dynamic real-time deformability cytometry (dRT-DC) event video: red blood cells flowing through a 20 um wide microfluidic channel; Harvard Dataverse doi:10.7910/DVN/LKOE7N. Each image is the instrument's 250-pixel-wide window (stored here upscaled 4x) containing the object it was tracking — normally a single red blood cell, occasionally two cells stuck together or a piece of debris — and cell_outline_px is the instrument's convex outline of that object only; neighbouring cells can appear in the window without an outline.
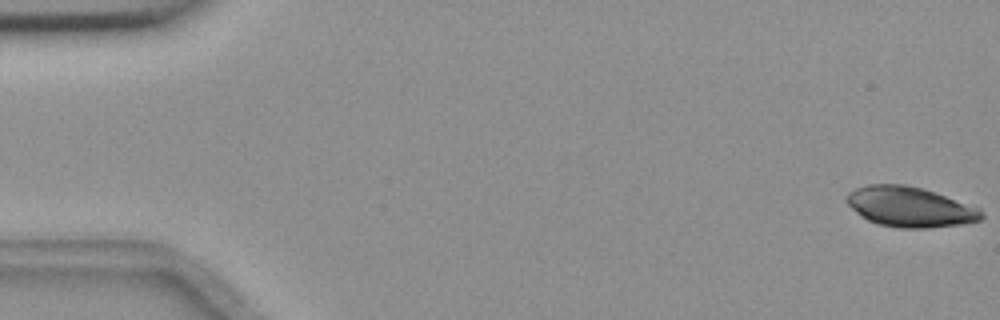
{"species": "common noctule bat (a hibernating species)", "species_latin": "Nyctalus noctula", "temperature_condition": "room temperature", "stored_images_in_passage": 16, "camera_frame_rate_fps": 3000, "um_per_image_px": 0.085, "animal": {"sex": "female", "body_mass_g": 18.4}, "frame": {"image": 1, "passage_image": 1, "time_ms": 0.0, "image_size_px": [1000, 320], "cell_outline_px": [[984, 216], [980, 220], [960, 224], [928, 228], [900, 228], [876, 224], [868, 220], [856, 212], [844, 200], [848, 192], [856, 188], [868, 184], [904, 184], [920, 188], [980, 208], [984, 212]], "centroid_in_image_um": [77.31, 17.59], "position_along_channel_um": 7.7, "area_um2": 31.33}}